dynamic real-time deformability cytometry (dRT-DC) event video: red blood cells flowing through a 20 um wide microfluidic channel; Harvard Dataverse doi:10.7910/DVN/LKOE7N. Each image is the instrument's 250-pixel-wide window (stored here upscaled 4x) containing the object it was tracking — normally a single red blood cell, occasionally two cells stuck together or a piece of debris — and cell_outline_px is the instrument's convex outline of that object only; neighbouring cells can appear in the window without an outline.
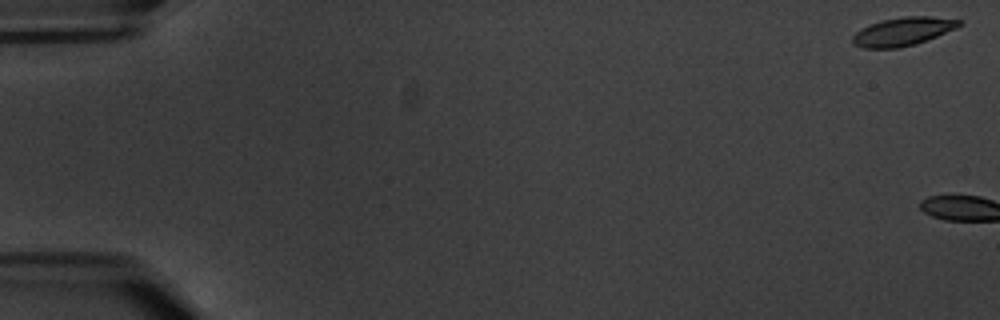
{"species": "common noctule bat (a hibernating species)", "species_latin": "Nyctalus noctula", "temperature_condition": "warm", "stored_images_in_passage": 6, "camera_frame_rate_fps": 3000, "um_per_image_px": 0.085, "animal": {"sex": "male", "body_mass_g": 20.1, "forearm_length_mm": 53.5}, "frame": {"image": 1, "passage_image": 1, "time_ms": 0.0, "image_size_px": [1000, 320], "cell_outline_px": [[960, 24], [956, 28], [916, 44], [896, 48], [864, 48], [856, 44], [852, 40], [852, 36], [856, 32], [872, 24], [884, 20], [904, 16], [928, 16], [960, 20]], "centroid_in_image_um": [76.75, 2.68], "position_along_channel_um": 8.3, "area_um2": 17.11}}
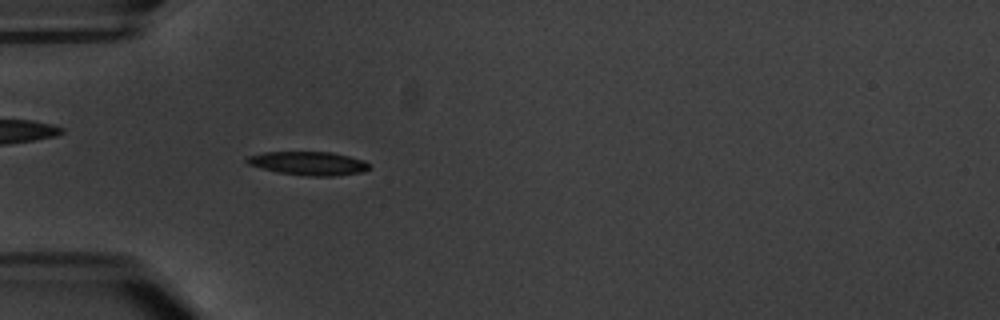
{"frame": {"image": 2, "passage_image": 6, "time_ms": 7.0, "image_size_px": [1000, 320], "cell_outline_px": [[372, 168], [364, 172], [336, 176], [308, 176], [276, 172], [260, 168], [248, 164], [244, 160], [248, 156], [264, 152], [332, 152], [364, 160]], "centroid_in_image_um": [26.23, 13.89], "position_along_channel_um": 58.8, "area_um2": 16.99}}